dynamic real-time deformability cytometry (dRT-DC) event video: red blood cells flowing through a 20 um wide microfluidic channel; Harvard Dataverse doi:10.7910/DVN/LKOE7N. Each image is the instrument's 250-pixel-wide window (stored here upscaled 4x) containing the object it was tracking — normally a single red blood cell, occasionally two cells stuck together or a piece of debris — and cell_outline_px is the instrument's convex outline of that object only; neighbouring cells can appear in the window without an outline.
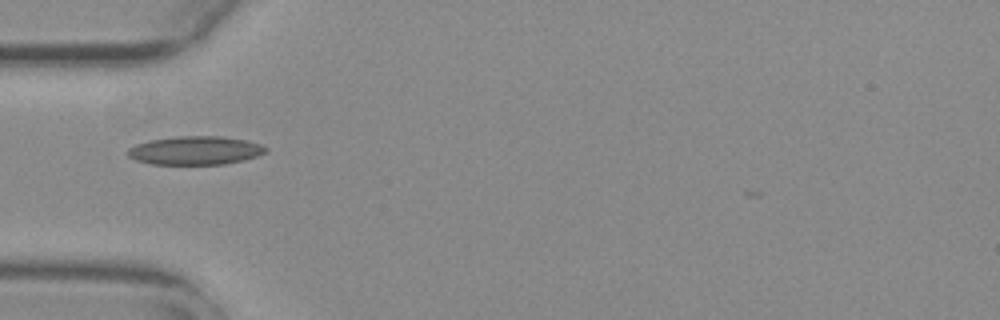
{"species": "common noctule bat (a hibernating species)", "species_latin": "Nyctalus noctula", "temperature_condition": "warm", "stored_images_in_passage": 35, "camera_frame_rate_fps": 3000, "um_per_image_px": 0.085, "animal": {"sex": "female", "body_mass_g": 29.2, "forearm_length_mm": 56.3}, "frame": {"image": 1, "passage_image": 1, "time_ms": 0.0, "image_size_px": [1000, 320], "cell_outline_px": [[268, 152], [244, 160], [224, 164], [152, 164], [136, 160], [128, 156], [128, 148], [136, 144], [148, 140], [176, 136], [220, 136], [248, 140], [260, 144], [268, 148]], "centroid_in_image_um": [16.61, 12.78], "position_along_channel_um": 68.4, "area_um2": 23.06}}
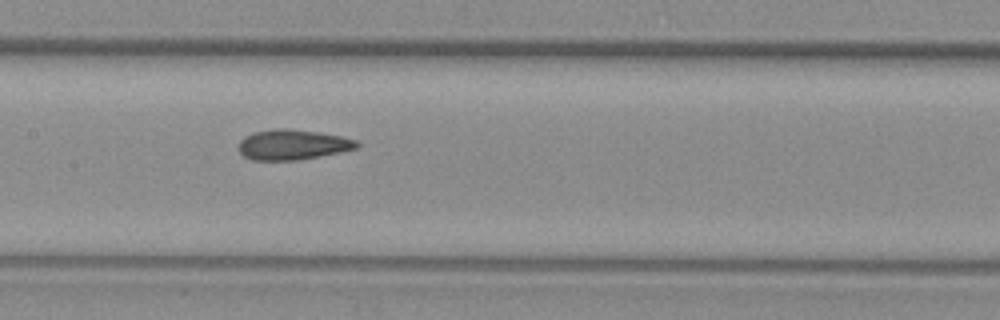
{"frame": {"image": 2, "passage_image": 10, "time_ms": 3.0, "image_size_px": [1000, 320], "cell_outline_px": [[360, 144], [356, 148], [340, 152], [296, 160], [252, 160], [244, 156], [240, 152], [240, 140], [244, 136], [252, 132], [272, 128], [288, 128], [320, 132], [344, 136], [356, 140]], "centroid_in_image_um": [24.87, 12.27], "position_along_channel_um": 182.5, "area_um2": 20.92}}
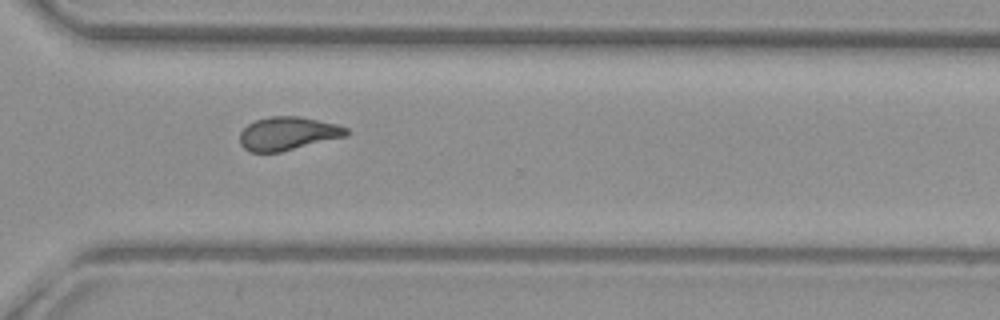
{"frame": {"image": 3, "passage_image": 23, "time_ms": 7.333, "image_size_px": [1000, 320], "cell_outline_px": [[348, 136], [280, 152], [248, 152], [240, 144], [240, 132], [248, 124], [256, 120], [272, 116], [300, 116], [336, 124], [348, 128]], "centroid_in_image_um": [24.47, 11.35], "position_along_channel_um": 346.1, "area_um2": 20.75}}